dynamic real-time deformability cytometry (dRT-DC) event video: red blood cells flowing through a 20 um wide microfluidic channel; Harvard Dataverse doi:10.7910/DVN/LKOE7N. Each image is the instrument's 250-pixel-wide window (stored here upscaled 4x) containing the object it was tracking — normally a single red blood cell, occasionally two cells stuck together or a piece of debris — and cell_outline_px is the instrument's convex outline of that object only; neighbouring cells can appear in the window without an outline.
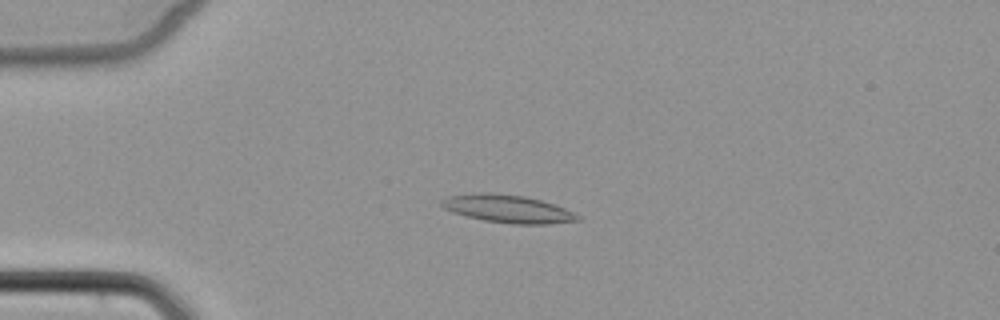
{"species": "common noctule bat (a hibernating species)", "species_latin": "Nyctalus noctula", "temperature_condition": "cold", "stored_images_in_passage": 5, "camera_frame_rate_fps": 3000, "um_per_image_px": 0.085, "animal": {"sex": "female", "body_mass_g": 22.7, "forearm_length_mm": 54.2}, "frame": {"image": 1, "passage_image": 4, "time_ms": 3.667, "image_size_px": [1000, 320], "cell_outline_px": [[580, 220], [548, 224], [512, 224], [484, 220], [452, 212], [444, 208], [440, 204], [440, 200], [448, 196], [476, 192], [492, 192], [524, 196], [540, 200], [564, 208], [580, 216]], "centroid_in_image_um": [43.12, 17.74], "position_along_channel_um": 41.9, "area_um2": 22.02}}